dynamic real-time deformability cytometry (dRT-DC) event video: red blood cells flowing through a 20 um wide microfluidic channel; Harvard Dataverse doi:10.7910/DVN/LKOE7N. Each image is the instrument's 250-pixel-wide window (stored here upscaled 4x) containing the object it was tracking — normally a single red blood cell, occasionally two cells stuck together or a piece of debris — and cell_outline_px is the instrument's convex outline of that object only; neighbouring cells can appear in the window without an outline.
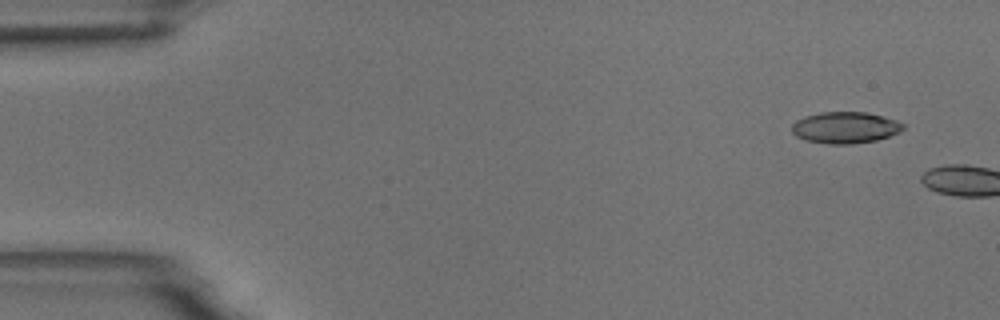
{"species": "common noctule bat (a hibernating species)", "species_latin": "Nyctalus noctula", "temperature_condition": "room temperature", "stored_images_in_passage": 2, "camera_frame_rate_fps": 3000, "um_per_image_px": 0.085, "animal": {"sex": "male", "body_mass_g": 18.8}, "frame": {"image": 1, "passage_image": 1, "time_ms": 0.0, "image_size_px": [1000, 320], "cell_outline_px": [[904, 128], [900, 132], [876, 140], [852, 144], [828, 144], [804, 140], [796, 136], [792, 132], [792, 124], [796, 120], [804, 116], [820, 112], [864, 112], [896, 120], [904, 124]], "centroid_in_image_um": [71.81, 10.85], "position_along_channel_um": 13.2, "area_um2": 20.4}}